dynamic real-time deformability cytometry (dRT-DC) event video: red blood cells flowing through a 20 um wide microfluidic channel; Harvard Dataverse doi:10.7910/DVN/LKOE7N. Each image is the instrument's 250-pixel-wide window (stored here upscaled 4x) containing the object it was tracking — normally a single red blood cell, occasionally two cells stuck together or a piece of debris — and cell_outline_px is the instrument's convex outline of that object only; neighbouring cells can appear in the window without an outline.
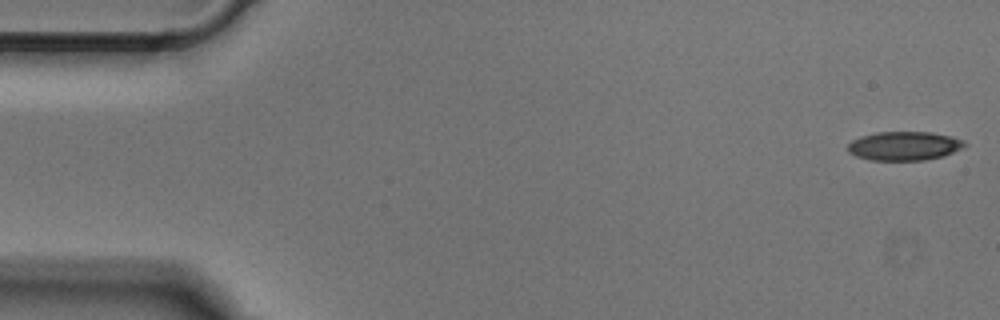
{"species": "Egyptian fruit bat (a non-hibernating species)", "species_latin": "Rousettus aegyptiacus", "temperature_condition": "cold", "stored_images_in_passage": 49, "camera_frame_rate_fps": 3000, "um_per_image_px": 0.085, "animal": {"sex": "male"}, "frame": {"image": 1, "passage_image": 1, "time_ms": 0.0, "image_size_px": [1000, 320], "cell_outline_px": [[968, 144], [964, 148], [944, 156], [924, 160], [868, 160], [856, 156], [848, 152], [848, 144], [852, 140], [860, 136], [876, 132], [932, 132], [952, 136], [964, 140]], "centroid_in_image_um": [76.89, 12.4], "position_along_channel_um": 8.1, "area_um2": 19.94}}
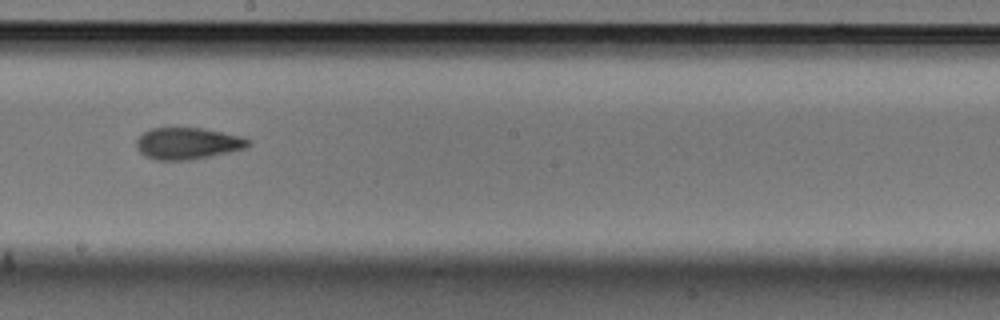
{"frame": {"image": 2, "passage_image": 27, "time_ms": 8.667, "image_size_px": [1000, 320], "cell_outline_px": [[252, 144], [248, 148], [212, 156], [192, 160], [156, 160], [144, 156], [136, 148], [136, 140], [144, 132], [152, 128], [200, 128], [240, 136], [252, 140]], "centroid_in_image_um": [15.97, 12.21], "position_along_channel_um": 232.2, "area_um2": 20.81}}
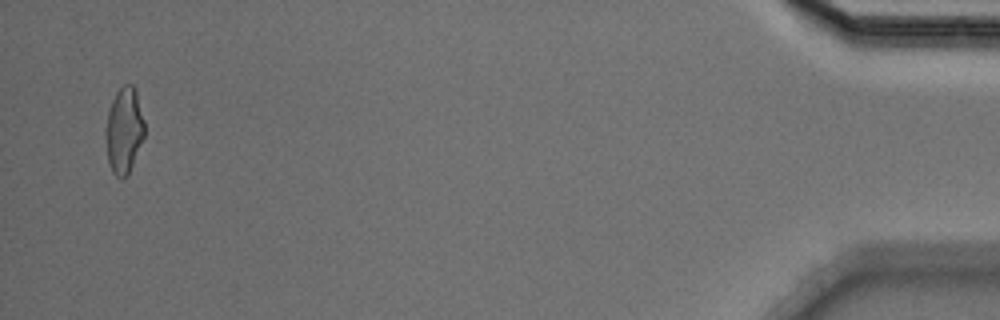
{"frame": {"image": 3, "passage_image": 48, "time_ms": 15.667, "image_size_px": [1000, 320], "cell_outline_px": [[144, 136], [128, 176], [120, 180], [112, 172], [108, 160], [104, 136], [104, 132], [108, 112], [112, 100], [116, 92], [124, 84], [132, 84], [136, 88], [144, 120]], "centroid_in_image_um": [10.53, 11.09], "position_along_channel_um": 424.7, "area_um2": 19.77}}